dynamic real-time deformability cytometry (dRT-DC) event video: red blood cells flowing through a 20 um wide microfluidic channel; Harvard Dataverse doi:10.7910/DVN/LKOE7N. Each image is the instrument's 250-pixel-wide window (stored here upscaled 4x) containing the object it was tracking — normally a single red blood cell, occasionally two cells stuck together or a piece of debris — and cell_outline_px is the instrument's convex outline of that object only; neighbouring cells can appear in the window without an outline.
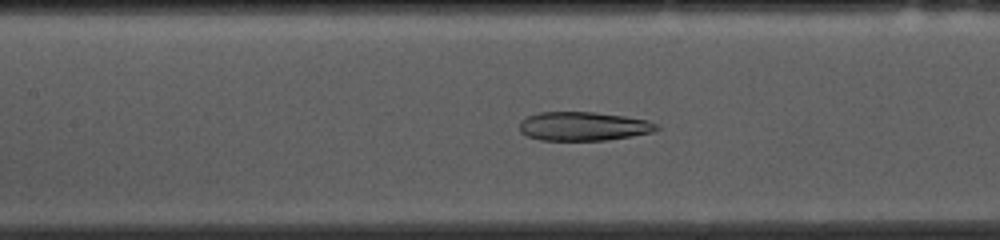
{"species": "common noctule bat (a hibernating species)", "species_latin": "Nyctalus noctula", "temperature_condition": "cold", "stored_images_in_passage": 52, "camera_frame_rate_fps": 3000, "um_per_image_px": 0.085, "animal": {"sex": "female", "body_mass_g": 10.0, "forearm_length_mm": 53.1}, "frame": {"image": 1, "passage_image": 22, "time_ms": 7.0, "image_size_px": [1000, 240], "cell_outline_px": [[660, 128], [652, 132], [632, 136], [604, 140], [540, 140], [528, 136], [520, 132], [520, 120], [528, 116], [540, 112], [592, 112], [624, 116], [648, 120], [660, 124]], "centroid_in_image_um": [49.61, 10.73], "position_along_channel_um": 157.8, "area_um2": 23.06}}
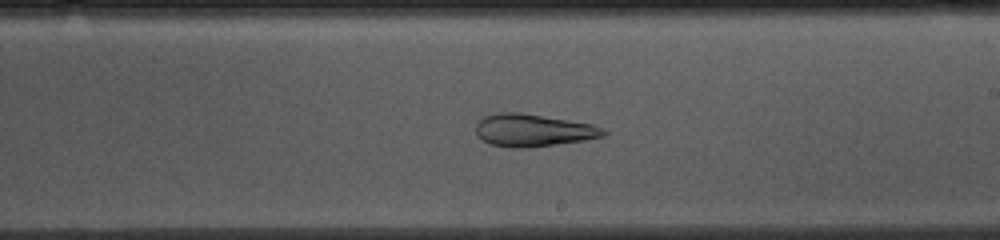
{"frame": {"image": 2, "passage_image": 29, "time_ms": 9.333, "image_size_px": [1000, 240], "cell_outline_px": [[608, 132], [604, 136], [584, 140], [528, 148], [512, 148], [492, 144], [484, 140], [476, 132], [476, 120], [480, 116], [500, 112], [520, 112], [592, 124], [604, 128]], "centroid_in_image_um": [45.3, 11.06], "position_along_channel_um": 243.7, "area_um2": 24.22}}
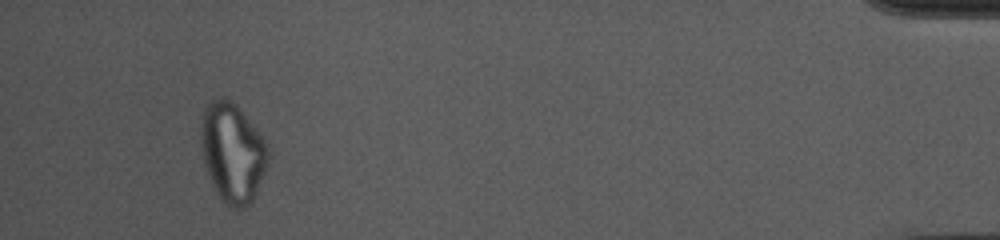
{"frame": {"image": 3, "passage_image": 49, "time_ms": 16.0, "image_size_px": [1000, 240], "cell_outline_px": [[272, 156], [256, 196], [252, 204], [236, 212], [224, 204], [220, 200], [212, 184], [204, 164], [200, 140], [200, 128], [204, 108], [212, 100], [220, 96], [224, 96], [236, 104], [240, 108], [268, 144]], "centroid_in_image_um": [19.8, 13.03], "position_along_channel_um": 415.4, "area_um2": 40.17}, "authors_computed_cell_mechanics": {"area_um2": 29.9115, "velocity_mm_per_s": 3.697, "shape_relaxation_time_tau1_ms": null, "shape_relaxation_time_tau2_ms": 2.6879, "deformation_change_tau1": null, "deformation_change_tau2": 0.1151}}